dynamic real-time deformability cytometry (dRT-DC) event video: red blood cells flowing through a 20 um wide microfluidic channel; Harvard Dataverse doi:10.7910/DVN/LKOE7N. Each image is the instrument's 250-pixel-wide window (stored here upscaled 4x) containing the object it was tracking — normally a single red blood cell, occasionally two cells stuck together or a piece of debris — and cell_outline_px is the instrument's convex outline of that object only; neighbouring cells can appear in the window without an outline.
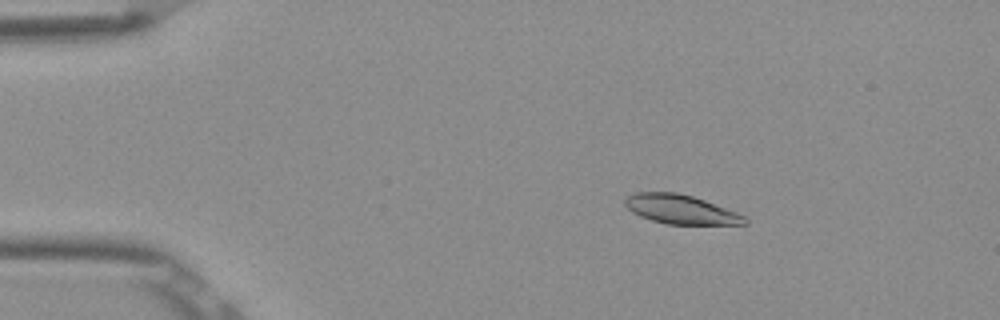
{"species": "Egyptian fruit bat (a non-hibernating species)", "species_latin": "Rousettus aegyptiacus", "temperature_condition": "room temperature", "stored_images_in_passage": 4, "camera_frame_rate_fps": 3000, "um_per_image_px": 0.085, "frame": {"image": 1, "passage_image": 3, "time_ms": 0.667, "image_size_px": [1000, 320], "cell_outline_px": [[748, 224], [668, 224], [652, 220], [640, 216], [632, 212], [624, 204], [624, 200], [628, 196], [636, 192], [676, 192], [692, 196], [704, 200], [736, 212], [744, 216], [748, 220]], "centroid_in_image_um": [57.84, 17.79], "position_along_channel_um": 27.2, "area_um2": 20.11}}